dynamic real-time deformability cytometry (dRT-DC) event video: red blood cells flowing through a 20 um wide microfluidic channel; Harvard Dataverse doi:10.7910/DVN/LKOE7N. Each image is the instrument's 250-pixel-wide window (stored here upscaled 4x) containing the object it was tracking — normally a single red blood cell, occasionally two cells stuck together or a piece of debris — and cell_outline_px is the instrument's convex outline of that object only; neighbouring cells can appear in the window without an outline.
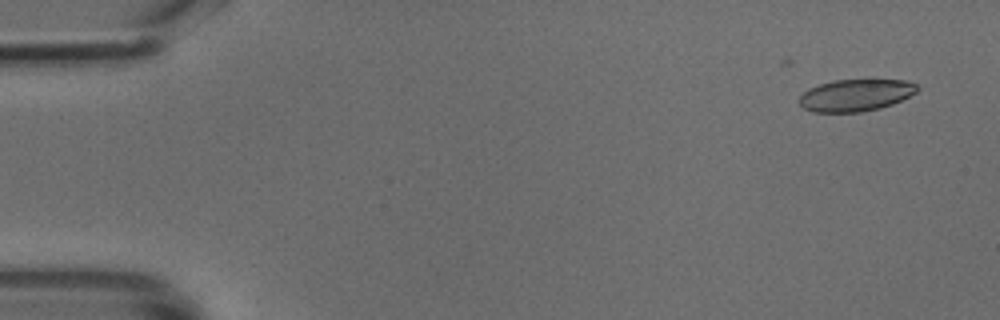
{"species": "common noctule bat (a hibernating species)", "species_latin": "Nyctalus noctula", "temperature_condition": "cold", "stored_images_in_passage": 49, "camera_frame_rate_fps": 3000, "um_per_image_px": 0.085, "animal": {"sex": "male", "body_mass_g": 18.8}, "frame": {"image": 1, "passage_image": 3, "time_ms": 0.667, "image_size_px": [1000, 320], "cell_outline_px": [[920, 88], [916, 92], [892, 104], [880, 108], [860, 112], [812, 112], [804, 108], [800, 104], [800, 96], [808, 88], [820, 84], [836, 80], [904, 80], [916, 84]], "centroid_in_image_um": [72.72, 8.09], "position_along_channel_um": 12.3, "area_um2": 21.79}}
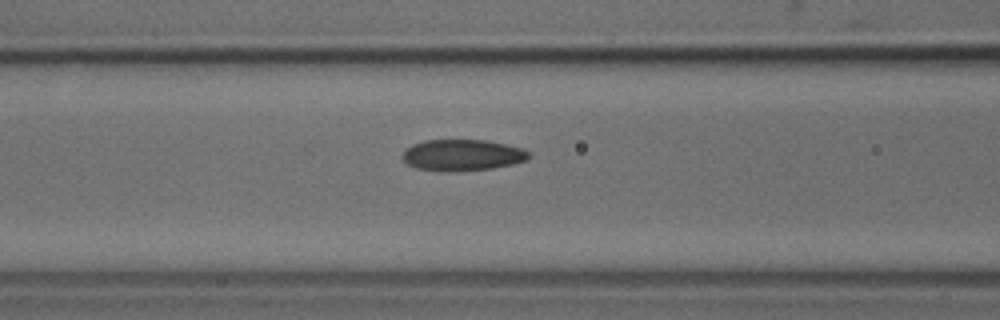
{"frame": {"image": 2, "passage_image": 20, "time_ms": 6.333, "image_size_px": [1000, 320], "cell_outline_px": [[528, 160], [512, 164], [492, 168], [456, 172], [416, 168], [408, 164], [400, 156], [412, 144], [424, 140], [488, 140], [524, 148], [528, 152]], "centroid_in_image_um": [39.31, 13.18], "position_along_channel_um": 127.3, "area_um2": 23.06}}
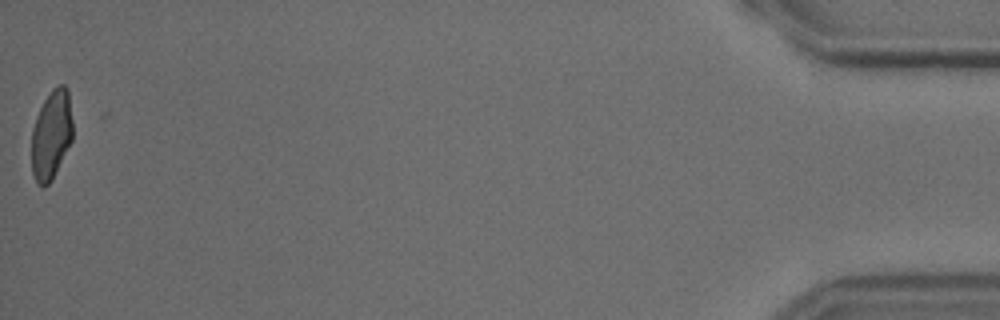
{"frame": {"image": 3, "passage_image": 49, "time_ms": 16.0, "image_size_px": [1000, 320], "cell_outline_px": [[72, 140], [52, 180], [44, 188], [36, 180], [32, 172], [32, 128], [36, 116], [44, 100], [52, 88], [60, 84], [64, 84], [68, 88], [72, 120]], "centroid_in_image_um": [4.37, 11.43], "position_along_channel_um": 430.8, "area_um2": 21.39}}